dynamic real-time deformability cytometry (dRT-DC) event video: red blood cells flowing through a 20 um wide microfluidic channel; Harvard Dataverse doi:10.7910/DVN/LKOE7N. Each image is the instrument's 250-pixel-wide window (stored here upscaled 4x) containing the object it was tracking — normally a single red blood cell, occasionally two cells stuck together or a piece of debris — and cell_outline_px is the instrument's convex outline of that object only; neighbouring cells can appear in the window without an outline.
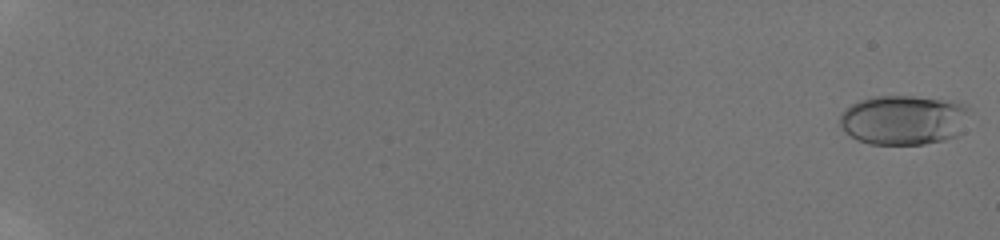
{"species": "human", "species_latin": "Homo sapiens", "temperature_condition": "room temperature", "stored_images_in_passage": 44, "camera_frame_rate_fps": 3000, "um_per_image_px": 0.085, "donor": {"sex": "male"}, "frame": {"image": 1, "passage_image": 1, "time_ms": 0.0, "image_size_px": [1000, 240], "cell_outline_px": [[968, 108], [956, 136], [944, 140], [924, 144], [872, 144], [860, 140], [844, 132], [840, 124], [840, 112], [852, 104], [860, 100], [876, 96], [912, 96], [940, 100], [964, 104]], "centroid_in_image_um": [76.71, 10.2], "position_along_channel_um": 8.3, "area_um2": 36.76}}
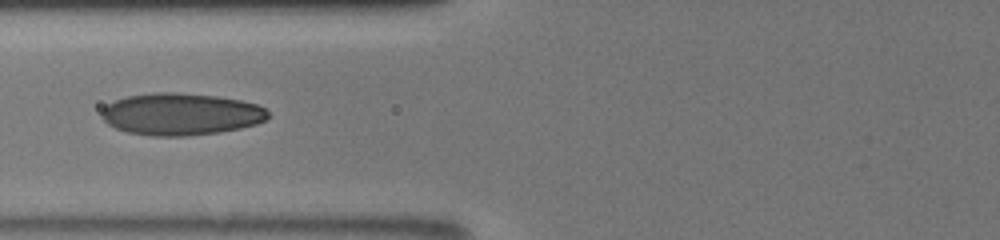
{"frame": {"image": 2, "passage_image": 29, "time_ms": 8.667, "image_size_px": [1000, 240], "cell_outline_px": [[268, 116], [264, 120], [256, 124], [240, 128], [220, 132], [184, 136], [152, 136], [128, 132], [116, 128], [108, 124], [100, 116], [100, 112], [108, 104], [116, 100], [128, 96], [156, 92], [176, 92], [216, 96], [240, 100], [256, 104], [264, 108], [268, 112]], "centroid_in_image_um": [15.35, 9.7], "position_along_channel_um": 110.4, "area_um2": 40.63}}
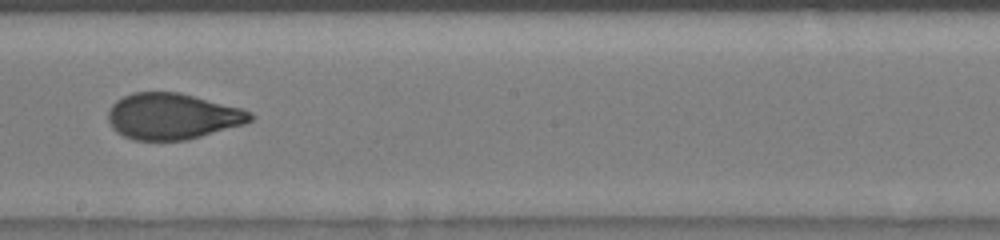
{"frame": {"image": 3, "passage_image": 42, "time_ms": 11.667, "image_size_px": [1000, 240], "cell_outline_px": [[256, 116], [252, 120], [244, 124], [200, 136], [184, 140], [132, 140], [116, 132], [112, 128], [108, 120], [108, 112], [112, 104], [116, 100], [132, 92], [180, 92], [240, 108], [252, 112]], "centroid_in_image_um": [14.64, 9.88], "position_along_channel_um": 233.6, "area_um2": 38.15}}